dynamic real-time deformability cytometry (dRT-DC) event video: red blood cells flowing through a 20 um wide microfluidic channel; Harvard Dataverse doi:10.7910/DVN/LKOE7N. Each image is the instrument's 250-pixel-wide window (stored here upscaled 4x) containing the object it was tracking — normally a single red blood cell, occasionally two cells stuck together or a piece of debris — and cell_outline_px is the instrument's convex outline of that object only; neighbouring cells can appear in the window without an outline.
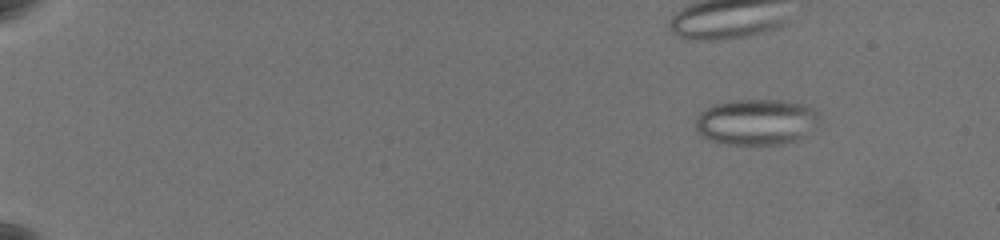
{"species": "common noctule bat (a hibernating species)", "species_latin": "Nyctalus noctula", "temperature_condition": "warm", "stored_images_in_passage": 57, "camera_frame_rate_fps": 3000, "um_per_image_px": 0.085, "animal": {"sex": "female", "body_mass_g": 19.5, "forearm_length_mm": 54.1}, "frame": {"image": 1, "passage_image": 9, "time_ms": 2.667, "image_size_px": [1000, 240], "cell_outline_px": [[820, 120], [804, 136], [796, 140], [784, 144], [728, 144], [708, 140], [696, 132], [696, 120], [700, 112], [716, 104], [728, 100], [780, 100], [800, 104], [812, 108], [816, 112]], "centroid_in_image_um": [64.25, 10.37], "position_along_channel_um": 20.7, "area_um2": 32.95}}
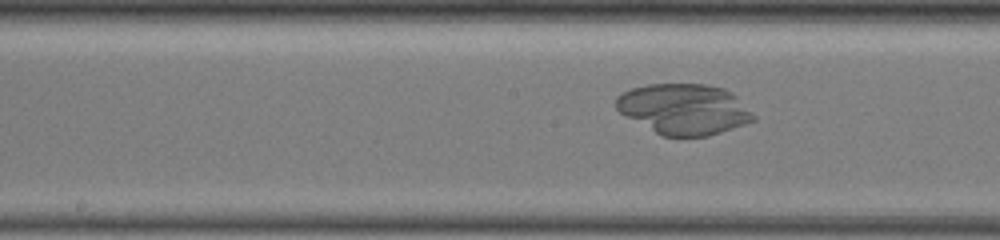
{"frame": {"image": 2, "passage_image": 36, "time_ms": 11.667, "image_size_px": [1000, 240], "cell_outline_px": [[756, 120], [708, 136], [664, 136], [624, 116], [616, 108], [616, 96], [632, 88], [648, 84], [708, 84], [724, 88], [732, 92], [756, 116]], "centroid_in_image_um": [58.14, 9.26], "position_along_channel_um": 190.1, "area_um2": 40.34}}
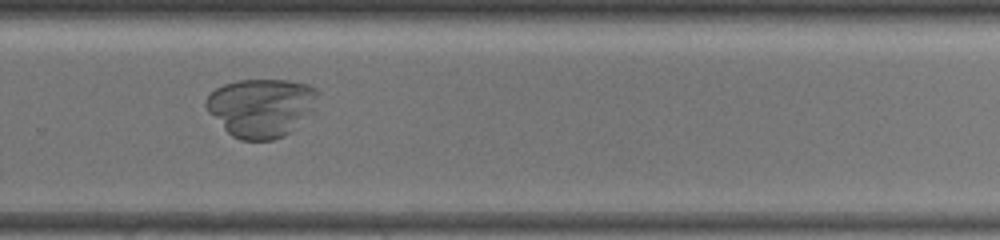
{"frame": {"image": 3, "passage_image": 46, "time_ms": 15.0, "image_size_px": [1000, 240], "cell_outline_px": [[320, 96], [312, 108], [284, 136], [272, 140], [240, 140], [232, 136], [208, 112], [204, 104], [204, 100], [216, 88], [224, 84], [236, 80], [288, 80], [308, 84], [316, 88], [320, 92]], "centroid_in_image_um": [22.16, 9.11], "position_along_channel_um": 307.6, "area_um2": 37.8}}